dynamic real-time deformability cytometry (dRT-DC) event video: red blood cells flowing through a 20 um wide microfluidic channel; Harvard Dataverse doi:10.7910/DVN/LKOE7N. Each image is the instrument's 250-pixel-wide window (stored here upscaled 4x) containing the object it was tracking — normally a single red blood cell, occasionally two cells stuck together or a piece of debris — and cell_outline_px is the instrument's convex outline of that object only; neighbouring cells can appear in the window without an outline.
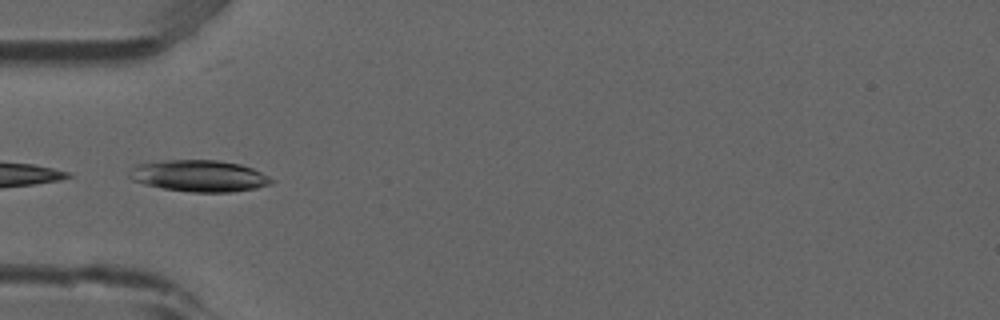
{"species": "common noctule bat (a hibernating species)", "species_latin": "Nyctalus noctula", "temperature_condition": "room temperature", "stored_images_in_passage": 7, "camera_frame_rate_fps": 3000, "um_per_image_px": 0.085, "animal": {"sex": "male", "forearm_length_mm": 52.5}, "frame": {"image": 1, "passage_image": 4, "time_ms": 1.0, "image_size_px": [1000, 320], "cell_outline_px": [[276, 180], [268, 184], [256, 188], [232, 192], [192, 192], [164, 188], [144, 184], [132, 180], [128, 176], [132, 168], [140, 164], [168, 160], [216, 160], [240, 164], [252, 168]], "centroid_in_image_um": [16.95, 14.95], "position_along_channel_um": 68.1, "area_um2": 25.84}}